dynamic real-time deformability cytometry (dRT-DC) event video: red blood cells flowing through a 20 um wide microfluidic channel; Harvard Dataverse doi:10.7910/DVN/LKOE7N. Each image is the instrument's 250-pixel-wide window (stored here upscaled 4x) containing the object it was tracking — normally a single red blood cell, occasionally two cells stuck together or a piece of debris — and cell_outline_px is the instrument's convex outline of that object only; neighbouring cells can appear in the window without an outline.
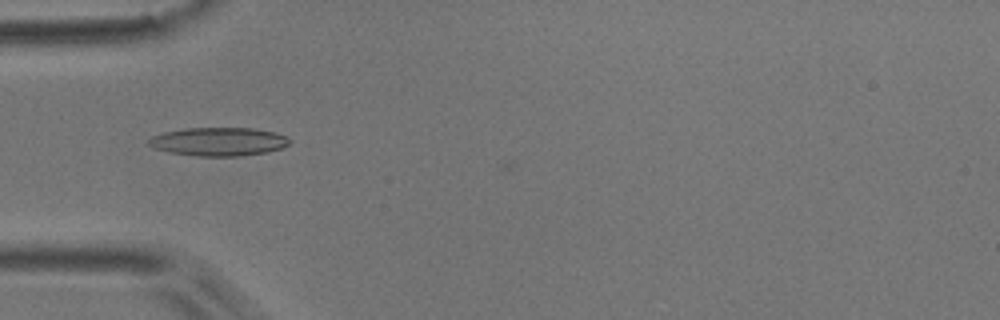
{"species": "common noctule bat (a hibernating species)", "species_latin": "Nyctalus noctula", "temperature_condition": "room temperature", "stored_images_in_passage": 43, "camera_frame_rate_fps": 3000, "um_per_image_px": 0.085, "animal": {"sex": "male", "body_mass_g": 17.9}, "frame": {"image": 1, "passage_image": 9, "time_ms": 2.667, "image_size_px": [1000, 320], "cell_outline_px": [[292, 140], [284, 148], [268, 152], [240, 156], [196, 156], [168, 152], [156, 148], [148, 144], [148, 140], [152, 136], [164, 132], [184, 128], [252, 128], [276, 132]], "centroid_in_image_um": [18.61, 12.04], "position_along_channel_um": 66.4, "area_um2": 23.47}}
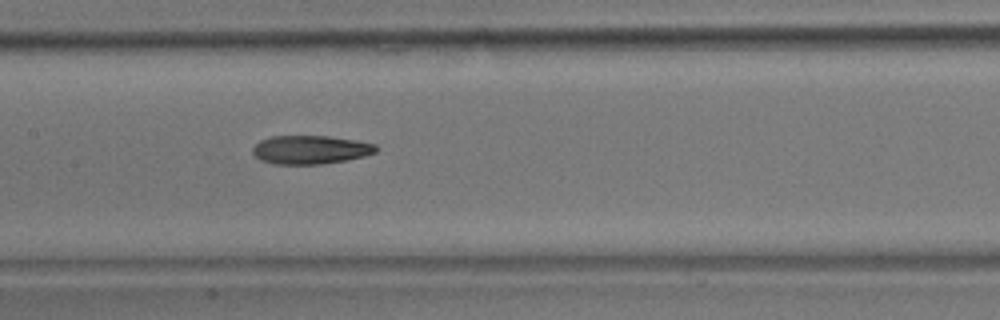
{"frame": {"image": 2, "passage_image": 18, "time_ms": 5.667, "image_size_px": [1000, 320], "cell_outline_px": [[380, 148], [376, 152], [364, 156], [344, 160], [320, 164], [276, 164], [260, 160], [252, 152], [252, 148], [260, 140], [272, 136], [328, 136], [356, 140], [376, 144]], "centroid_in_image_um": [26.4, 12.72], "position_along_channel_um": 181.0, "area_um2": 20.52}}
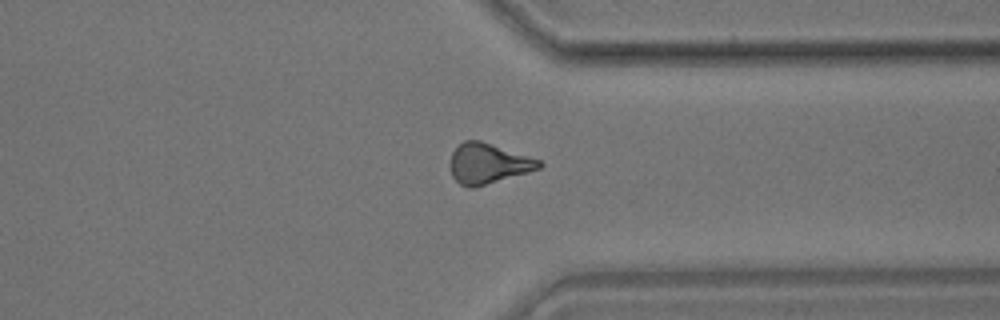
{"frame": {"image": 3, "passage_image": 33, "time_ms": 10.667, "image_size_px": [1000, 320], "cell_outline_px": [[544, 164], [540, 168], [528, 172], [476, 188], [468, 188], [460, 184], [452, 176], [448, 164], [452, 152], [464, 140], [480, 140], [540, 160]], "centroid_in_image_um": [41.45, 13.92], "position_along_channel_um": 369.9, "area_um2": 20.98}, "authors_computed_cell_mechanics": {"area_um2": 20.808, "velocity_mm_per_s": 3.8096, "shape_relaxation_time_tau1_ms": 10.1816, "shape_relaxation_time_tau2_ms": 3.4715, "deformation_change_tau1": 0.2432, "deformation_change_tau2": 0.1227}}